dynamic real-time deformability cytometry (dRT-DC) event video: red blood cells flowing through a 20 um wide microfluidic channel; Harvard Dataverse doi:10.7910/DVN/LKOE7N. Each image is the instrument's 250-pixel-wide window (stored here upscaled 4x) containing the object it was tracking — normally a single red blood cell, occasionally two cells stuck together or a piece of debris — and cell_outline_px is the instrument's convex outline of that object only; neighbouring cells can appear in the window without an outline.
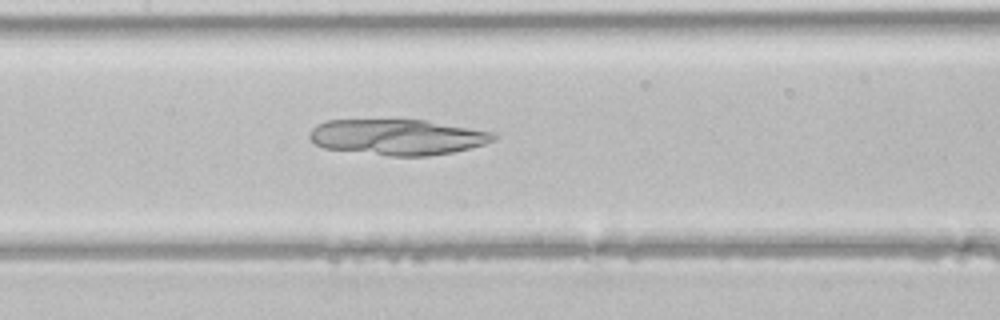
{"species": "common noctule bat (a hibernating species)", "species_latin": "Nyctalus noctula", "temperature_condition": "room temperature", "stored_images_in_passage": 32, "camera_frame_rate_fps": 3000, "um_per_image_px": 0.085, "animal": {"sex": "male", "body_mass_g": 21.5, "forearm_length_mm": 52.0}, "frame": {"image": 1, "passage_image": 10, "time_ms": 3.0, "image_size_px": [1000, 320], "cell_outline_px": [[500, 136], [496, 140], [484, 144], [452, 152], [428, 156], [388, 156], [324, 148], [316, 144], [308, 136], [308, 132], [316, 124], [324, 120], [424, 120], [492, 132]], "centroid_in_image_um": [33.76, 11.65], "position_along_channel_um": 173.6, "area_um2": 38.32}}
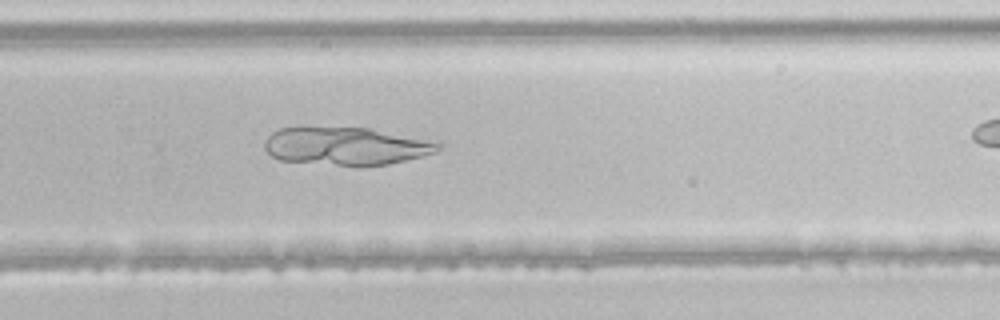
{"frame": {"image": 2, "passage_image": 19, "time_ms": 6.0, "image_size_px": [1000, 320], "cell_outline_px": [[444, 144], [436, 152], [388, 164], [336, 164], [280, 160], [272, 156], [264, 148], [264, 140], [272, 132], [280, 128], [300, 124], [372, 128], [440, 140]], "centroid_in_image_um": [29.43, 12.33], "position_along_channel_um": 300.4, "area_um2": 39.36}}